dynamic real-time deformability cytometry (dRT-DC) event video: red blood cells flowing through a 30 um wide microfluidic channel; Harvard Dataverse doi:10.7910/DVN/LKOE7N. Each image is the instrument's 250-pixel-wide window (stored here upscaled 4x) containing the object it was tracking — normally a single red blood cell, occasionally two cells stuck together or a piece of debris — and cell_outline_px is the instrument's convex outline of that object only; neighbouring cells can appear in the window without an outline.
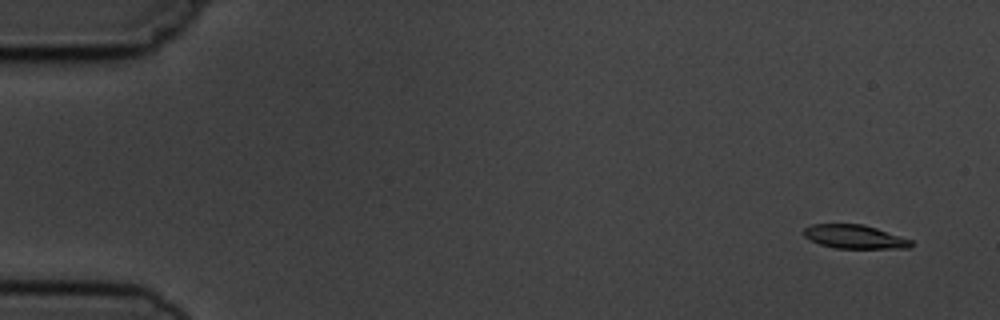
{"species": "common noctule bat (a hibernating species)", "species_latin": "Nyctalus noctula", "temperature_condition": "cold", "stored_images_in_passage": 6, "camera_frame_rate_fps": 3000, "um_per_image_px": 0.085, "animal": {"sex": "male", "body_mass_g": 19.5, "forearm_length_mm": 54.6}, "frame": {"image": 1, "passage_image": 1, "time_ms": 0.0, "image_size_px": [1000, 320], "cell_outline_px": [[912, 244], [908, 248], [836, 248], [820, 244], [804, 236], [804, 228], [812, 224], [864, 224], [912, 240]], "centroid_in_image_um": [72.63, 20.12], "position_along_channel_um": 12.4, "area_um2": 14.62}}
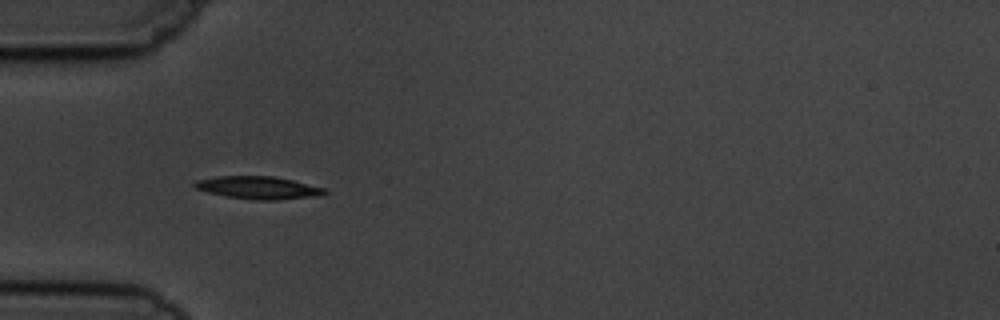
{"frame": {"image": 2, "passage_image": 5, "time_ms": 4.667, "image_size_px": [1000, 320], "cell_outline_px": [[328, 192], [324, 196], [276, 200], [256, 200], [228, 196], [208, 192], [196, 188], [192, 184], [196, 180], [220, 176], [272, 176], [292, 180], [324, 188]], "centroid_in_image_um": [22.01, 15.96], "position_along_channel_um": 63.0, "area_um2": 17.11}}
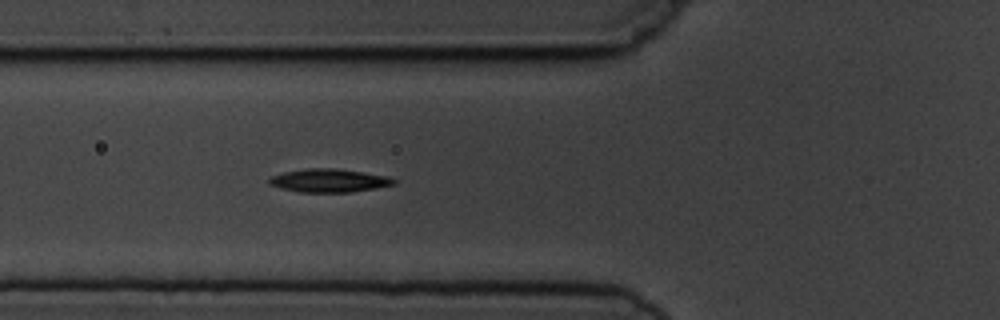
{"frame": {"image": 3, "passage_image": 6, "time_ms": 5.667, "image_size_px": [1000, 320], "cell_outline_px": [[396, 184], [376, 188], [352, 192], [300, 192], [280, 188], [268, 184], [268, 180], [272, 176], [284, 172], [308, 168], [336, 168], [364, 172], [388, 176], [396, 180]], "centroid_in_image_um": [27.98, 15.34], "position_along_channel_um": 97.8, "area_um2": 16.99}}